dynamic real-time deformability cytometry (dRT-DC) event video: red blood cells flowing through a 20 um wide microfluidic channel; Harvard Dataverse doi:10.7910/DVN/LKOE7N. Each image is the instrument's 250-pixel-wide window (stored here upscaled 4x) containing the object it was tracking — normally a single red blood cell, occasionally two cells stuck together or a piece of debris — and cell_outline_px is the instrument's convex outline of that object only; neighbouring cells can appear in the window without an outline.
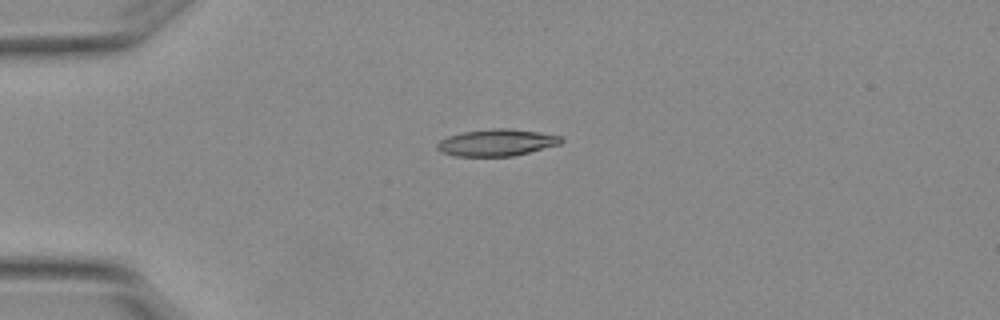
{"species": "Egyptian fruit bat (a non-hibernating species)", "species_latin": "Rousettus aegyptiacus", "temperature_condition": "warm", "stored_images_in_passage": 3, "camera_frame_rate_fps": 3000, "um_per_image_px": 0.085, "animal": {"sex": "female"}, "frame": {"image": 1, "passage_image": 2, "time_ms": 0.333, "image_size_px": [1000, 320], "cell_outline_px": [[564, 140], [560, 144], [512, 156], [456, 156], [440, 152], [436, 148], [436, 144], [440, 140], [448, 136], [464, 132], [492, 128], [508, 128], [540, 132], [560, 136]], "centroid_in_image_um": [42.19, 12.11], "position_along_channel_um": 42.8, "area_um2": 19.31}}